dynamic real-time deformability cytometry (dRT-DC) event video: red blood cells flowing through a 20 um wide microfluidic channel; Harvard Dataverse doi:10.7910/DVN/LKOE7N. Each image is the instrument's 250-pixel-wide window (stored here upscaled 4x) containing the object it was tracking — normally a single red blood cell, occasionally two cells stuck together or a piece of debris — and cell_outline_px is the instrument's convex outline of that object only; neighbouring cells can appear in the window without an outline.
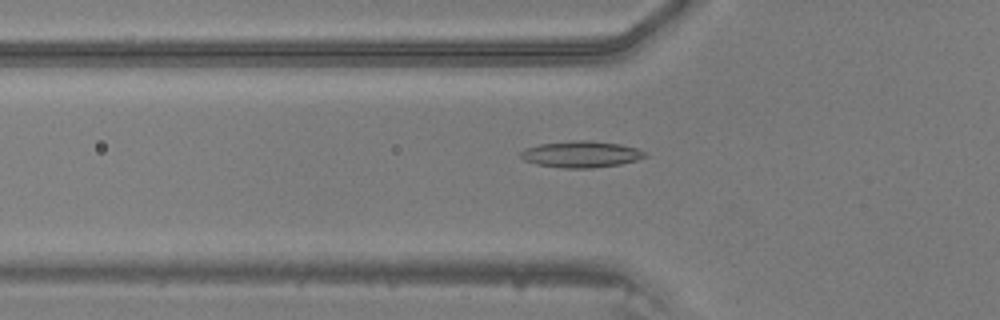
{"species": "common noctule bat (a hibernating species)", "species_latin": "Nyctalus noctula", "temperature_condition": "warm", "stored_images_in_passage": 18, "camera_frame_rate_fps": 3000, "um_per_image_px": 0.085, "animal": {"sex": "male", "body_mass_g": 20.5, "forearm_length_mm": 52.5}, "frame": {"image": 1, "passage_image": 5, "time_ms": 1.333, "image_size_px": [1000, 320], "cell_outline_px": [[648, 156], [636, 160], [620, 164], [592, 168], [564, 168], [536, 164], [524, 160], [520, 156], [520, 152], [524, 148], [540, 144], [572, 140], [588, 140], [620, 144], [636, 148], [648, 152]], "centroid_in_image_um": [49.4, 13.1], "position_along_channel_um": 76.4, "area_um2": 19.25}}
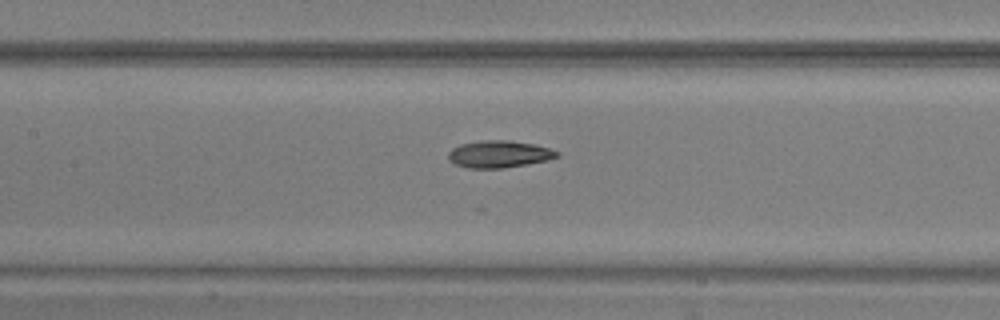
{"frame": {"image": 2, "passage_image": 11, "time_ms": 3.333, "image_size_px": [1000, 320], "cell_outline_px": [[560, 156], [548, 160], [500, 168], [468, 168], [456, 164], [448, 160], [448, 152], [452, 148], [460, 144], [484, 140], [508, 140], [532, 144], [548, 148], [560, 152]], "centroid_in_image_um": [42.4, 13.1], "position_along_channel_um": 165.0, "area_um2": 16.99}}
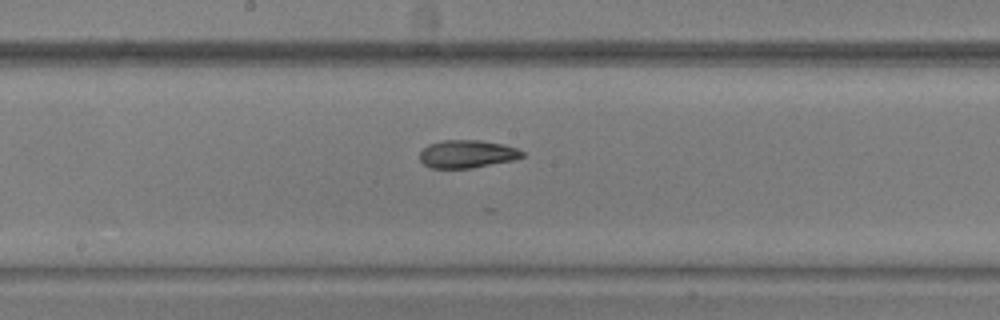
{"frame": {"image": 3, "passage_image": 14, "time_ms": 4.333, "image_size_px": [1000, 320], "cell_outline_px": [[524, 156], [512, 160], [472, 168], [432, 168], [424, 164], [420, 160], [420, 152], [428, 144], [440, 140], [480, 140], [504, 144], [516, 148], [524, 152]], "centroid_in_image_um": [39.69, 13.08], "position_along_channel_um": 208.5, "area_um2": 16.65}}